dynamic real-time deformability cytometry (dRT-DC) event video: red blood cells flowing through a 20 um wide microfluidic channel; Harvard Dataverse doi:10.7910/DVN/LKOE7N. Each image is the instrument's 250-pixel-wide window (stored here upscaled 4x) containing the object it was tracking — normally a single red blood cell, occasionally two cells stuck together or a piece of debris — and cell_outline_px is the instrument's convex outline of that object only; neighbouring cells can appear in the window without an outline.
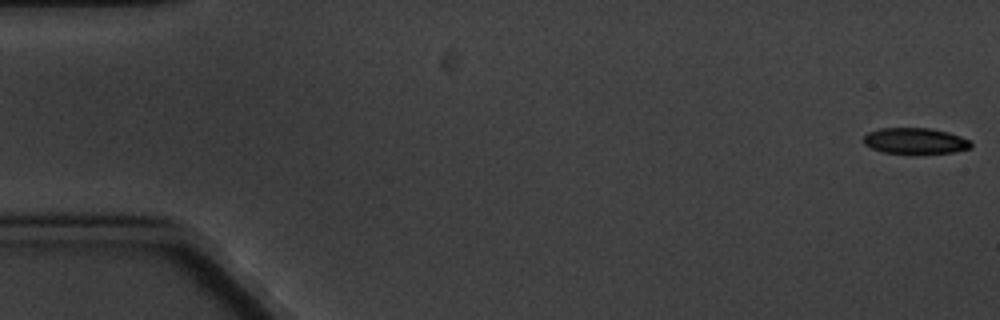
{"species": "common noctule bat (a hibernating species)", "species_latin": "Nyctalus noctula", "temperature_condition": "cold", "stored_images_in_passage": 5, "camera_frame_rate_fps": 3000, "um_per_image_px": 0.085, "animal": {"sex": "male", "body_mass_g": 20.1, "forearm_length_mm": 53.5}, "frame": {"image": 1, "passage_image": 1, "time_ms": 0.0, "image_size_px": [1000, 320], "cell_outline_px": [[972, 148], [956, 152], [912, 156], [884, 152], [872, 148], [864, 144], [864, 136], [868, 132], [880, 128], [928, 128], [948, 132], [960, 136], [968, 140], [972, 144]], "centroid_in_image_um": [77.81, 12.02], "position_along_channel_um": 7.2, "area_um2": 16.88}}